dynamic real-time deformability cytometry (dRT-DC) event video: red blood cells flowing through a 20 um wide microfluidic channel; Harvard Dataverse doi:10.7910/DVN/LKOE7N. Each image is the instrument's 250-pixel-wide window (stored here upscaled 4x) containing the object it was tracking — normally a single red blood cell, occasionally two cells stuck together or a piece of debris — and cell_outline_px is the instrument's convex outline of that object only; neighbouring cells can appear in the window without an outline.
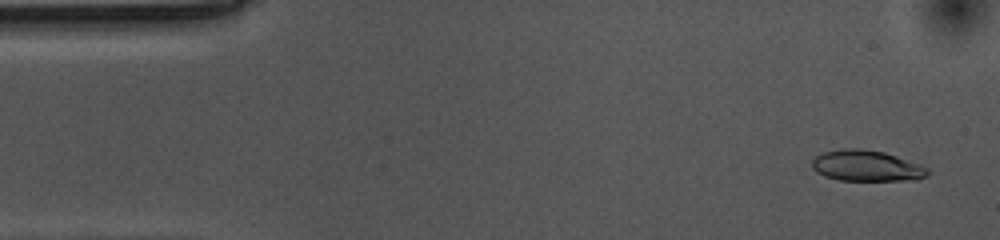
{"species": "common noctule bat (a hibernating species)", "species_latin": "Nyctalus noctula", "temperature_condition": "cold", "stored_images_in_passage": 55, "camera_frame_rate_fps": 3000, "um_per_image_px": 0.085, "animal": {"sex": "female", "body_mass_g": 10.0, "forearm_length_mm": 53.1}, "frame": {"image": 1, "passage_image": 3, "time_ms": 0.667, "image_size_px": [1000, 240], "cell_outline_px": [[932, 172], [928, 176], [916, 180], [840, 180], [824, 176], [816, 172], [812, 168], [812, 160], [816, 156], [824, 152], [844, 148], [860, 148], [884, 152], [920, 164], [928, 168]], "centroid_in_image_um": [73.69, 14.1], "position_along_channel_um": 11.3, "area_um2": 20.98}}
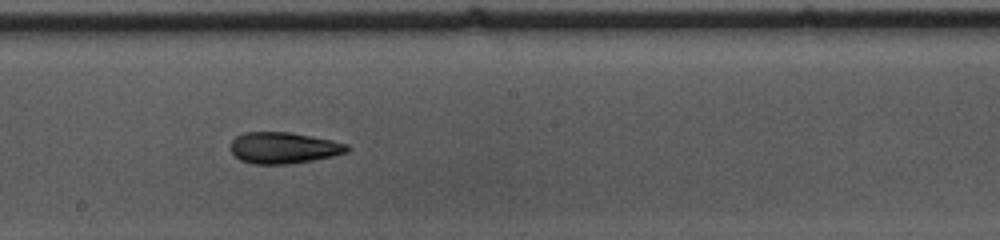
{"frame": {"image": 2, "passage_image": 29, "time_ms": 9.333, "image_size_px": [1000, 240], "cell_outline_px": [[348, 152], [332, 156], [292, 164], [252, 164], [240, 160], [232, 152], [232, 140], [236, 136], [244, 132], [292, 132], [332, 140], [348, 144]], "centroid_in_image_um": [24.11, 12.56], "position_along_channel_um": 224.1, "area_um2": 21.27}}
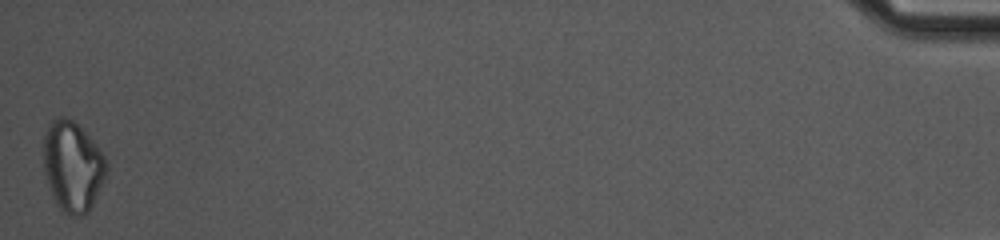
{"frame": {"image": 3, "passage_image": 55, "time_ms": 18.0, "image_size_px": [1000, 240], "cell_outline_px": [[108, 168], [104, 180], [88, 212], [80, 216], [72, 216], [60, 212], [52, 196], [44, 172], [44, 136], [48, 124], [60, 116], [64, 116], [72, 120], [96, 144], [104, 156], [108, 164]], "centroid_in_image_um": [6.17, 14.17], "position_along_channel_um": 429.0, "area_um2": 33.0}, "authors_computed_cell_mechanics": {"area_um2": 21.7328, "velocity_mm_per_s": 3.5403, "shape_relaxation_time_tau1_ms": 5.3415, "shape_relaxation_time_tau2_ms": 5.4962, "deformation_change_tau1": 0.1276, "deformation_change_tau2": 0.1375}}